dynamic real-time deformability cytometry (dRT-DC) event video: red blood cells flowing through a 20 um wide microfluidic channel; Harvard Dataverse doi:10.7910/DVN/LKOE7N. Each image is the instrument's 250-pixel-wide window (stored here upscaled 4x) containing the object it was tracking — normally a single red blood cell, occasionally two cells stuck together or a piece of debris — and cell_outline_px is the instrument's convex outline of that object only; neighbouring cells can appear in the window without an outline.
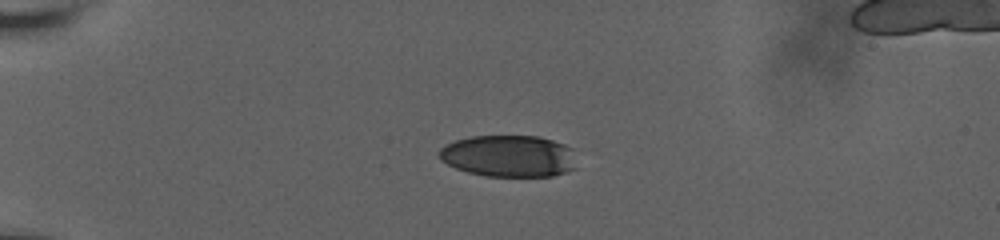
{"species": "human", "species_latin": "Homo sapiens", "temperature_condition": "room temperature", "stored_images_in_passage": 44, "camera_frame_rate_fps": 3000, "um_per_image_px": 0.085, "donor": {"sex": "male"}, "frame": {"image": 1, "passage_image": 1, "time_ms": 0.0, "image_size_px": [1000, 240], "cell_outline_px": [[576, 168], [568, 172], [552, 176], [484, 176], [468, 172], [456, 168], [440, 160], [436, 152], [444, 144], [456, 140], [472, 136], [540, 136], [564, 144], [572, 148]], "centroid_in_image_um": [43.23, 13.26], "position_along_channel_um": 41.8, "area_um2": 33.81}}
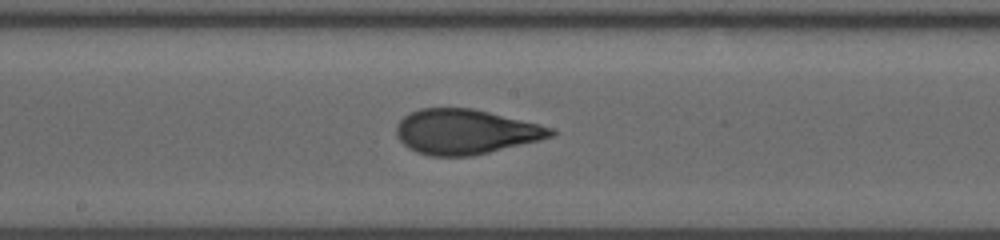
{"frame": {"image": 2, "passage_image": 19, "time_ms": 6.0, "image_size_px": [1000, 240], "cell_outline_px": [[556, 132], [552, 136], [540, 140], [472, 156], [432, 156], [416, 152], [408, 148], [396, 136], [396, 124], [408, 112], [420, 108], [472, 108], [540, 124], [552, 128]], "centroid_in_image_um": [39.53, 11.19], "position_along_channel_um": 208.7, "area_um2": 40.4}}
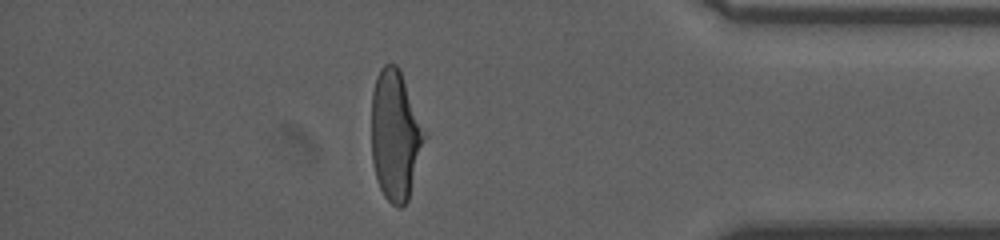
{"frame": {"image": 3, "passage_image": 37, "time_ms": 12.0, "image_size_px": [1000, 240], "cell_outline_px": [[428, 136], [408, 200], [400, 208], [396, 208], [384, 196], [380, 188], [372, 164], [372, 92], [376, 76], [380, 68], [384, 64], [396, 64], [400, 68]], "centroid_in_image_um": [33.63, 11.49], "position_along_channel_um": 401.6, "area_um2": 40.81}, "authors_computed_cell_mechanics": {"area_um2": 40.4311, "velocity_mm_per_s": 3.6601, "shape_relaxation_time_tau1_ms": 4.6723, "shape_relaxation_time_tau2_ms": 0.969, "deformation_change_tau1": 0.1915, "deformation_change_tau2": 0.0803}}